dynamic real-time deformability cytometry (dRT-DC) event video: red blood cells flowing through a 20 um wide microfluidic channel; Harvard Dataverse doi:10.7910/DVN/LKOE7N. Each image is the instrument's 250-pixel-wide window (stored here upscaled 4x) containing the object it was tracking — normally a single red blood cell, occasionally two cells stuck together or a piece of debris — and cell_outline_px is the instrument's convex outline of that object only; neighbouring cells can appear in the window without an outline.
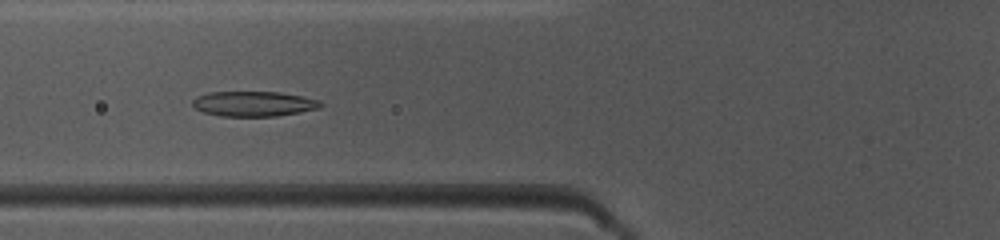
{"species": "common noctule bat (a hibernating species)", "species_latin": "Nyctalus noctula", "temperature_condition": "warm", "stored_images_in_passage": 39, "camera_frame_rate_fps": 3000, "um_per_image_px": 0.085, "animal": {"sex": "female", "body_mass_g": 10.0, "forearm_length_mm": 53.1}, "frame": {"image": 1, "passage_image": 8, "time_ms": 2.333, "image_size_px": [1000, 240], "cell_outline_px": [[324, 104], [320, 108], [300, 112], [276, 116], [220, 116], [204, 112], [196, 108], [192, 104], [192, 100], [196, 96], [208, 92], [280, 92], [320, 100]], "centroid_in_image_um": [21.57, 8.82], "position_along_channel_um": 104.2, "area_um2": 18.73}}
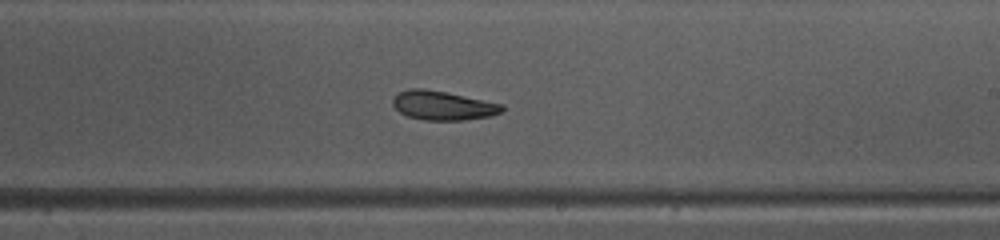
{"frame": {"image": 2, "passage_image": 19, "time_ms": 6.0, "image_size_px": [1000, 240], "cell_outline_px": [[504, 112], [488, 116], [464, 120], [424, 120], [408, 116], [400, 112], [392, 104], [392, 100], [400, 92], [408, 88], [424, 88], [448, 92], [504, 104]], "centroid_in_image_um": [37.67, 8.96], "position_along_channel_um": 251.3, "area_um2": 18.61}}
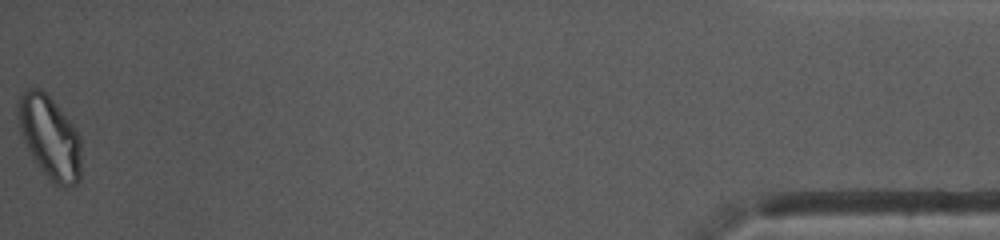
{"frame": {"image": 3, "passage_image": 39, "time_ms": 12.667, "image_size_px": [1000, 240], "cell_outline_px": [[80, 180], [72, 188], [60, 188], [48, 180], [32, 160], [20, 132], [16, 112], [16, 104], [20, 96], [28, 88], [40, 88], [52, 100], [72, 124], [80, 136]], "centroid_in_image_um": [4.2, 11.74], "position_along_channel_um": 431.0, "area_um2": 31.04}, "authors_computed_cell_mechanics": {"area_um2": 19.2474, "velocity_mm_per_s": 4.0059, "shape_relaxation_time_tau1_ms": 6.2783, "shape_relaxation_time_tau2_ms": 8.3905, "deformation_change_tau1": 0.165, "deformation_change_tau2": 0.1617}}